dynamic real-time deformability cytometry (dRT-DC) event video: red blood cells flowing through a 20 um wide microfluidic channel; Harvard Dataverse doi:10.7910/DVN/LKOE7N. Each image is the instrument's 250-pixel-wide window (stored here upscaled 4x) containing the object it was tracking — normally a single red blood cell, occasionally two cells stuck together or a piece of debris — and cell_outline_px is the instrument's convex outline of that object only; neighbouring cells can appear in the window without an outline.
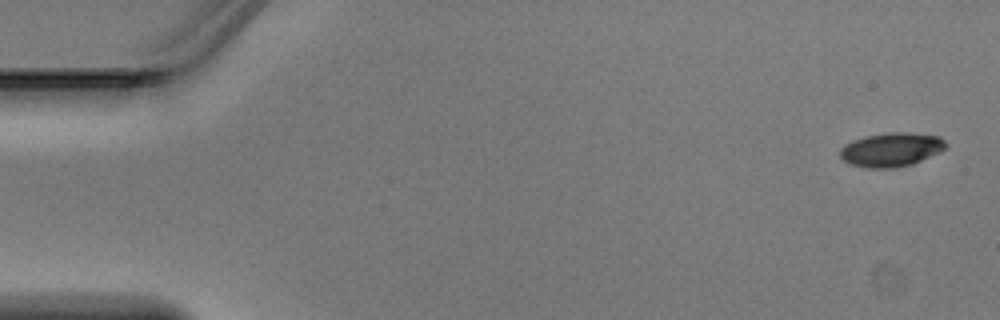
{"species": "Egyptian fruit bat (a non-hibernating species)", "species_latin": "Rousettus aegyptiacus", "temperature_condition": "warm", "stored_images_in_passage": 5, "camera_frame_rate_fps": 3000, "um_per_image_px": 0.085, "animal": {"sex": "male"}, "frame": {"image": 1, "passage_image": 1, "time_ms": 0.0, "image_size_px": [1000, 320], "cell_outline_px": [[948, 144], [940, 152], [912, 164], [896, 168], [868, 168], [848, 164], [840, 156], [840, 148], [844, 144], [852, 140], [864, 136], [892, 132], [908, 132], [940, 136]], "centroid_in_image_um": [75.74, 12.71], "position_along_channel_um": 9.3, "area_um2": 21.1}}
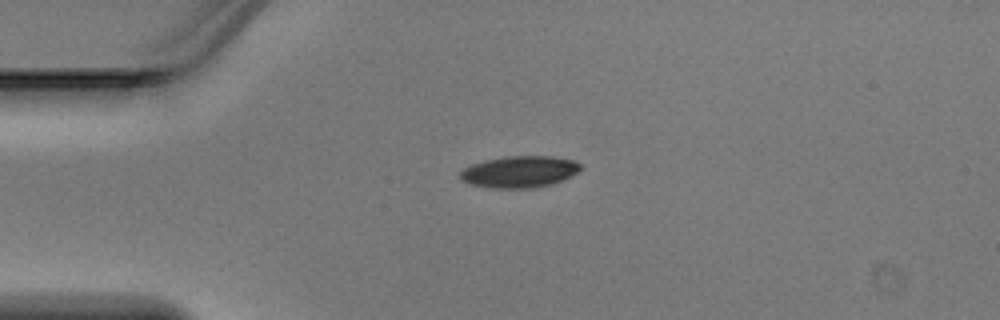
{"frame": {"image": 2, "passage_image": 4, "time_ms": 1.0, "image_size_px": [1000, 320], "cell_outline_px": [[580, 172], [552, 184], [532, 188], [492, 188], [468, 184], [460, 180], [460, 172], [464, 168], [472, 164], [484, 160], [504, 156], [552, 156], [572, 160], [580, 164]], "centroid_in_image_um": [44.13, 14.6], "position_along_channel_um": 40.9, "area_um2": 22.31}}